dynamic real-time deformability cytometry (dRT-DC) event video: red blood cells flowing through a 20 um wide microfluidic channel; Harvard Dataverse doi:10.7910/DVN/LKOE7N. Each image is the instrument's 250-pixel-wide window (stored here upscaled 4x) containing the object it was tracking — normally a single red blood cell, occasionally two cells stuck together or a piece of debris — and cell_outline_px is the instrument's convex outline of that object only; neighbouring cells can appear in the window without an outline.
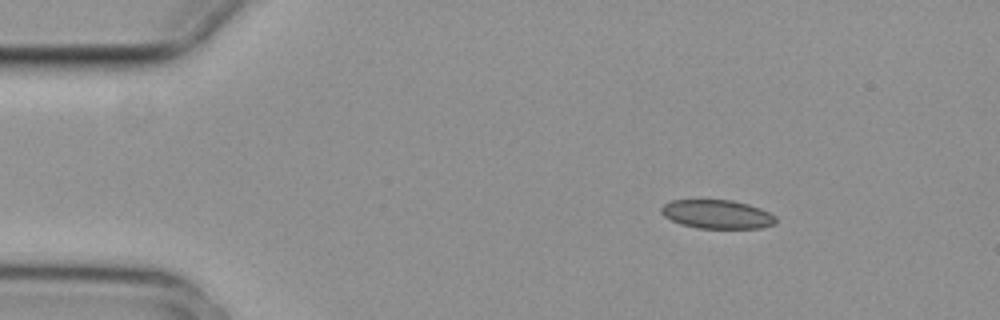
{"species": "common noctule bat (a hibernating species)", "species_latin": "Nyctalus noctula", "temperature_condition": "cold", "stored_images_in_passage": 3, "camera_frame_rate_fps": 3000, "um_per_image_px": 0.085, "animal": {"sex": "female", "body_mass_g": 29.2, "forearm_length_mm": 56.3}, "frame": {"image": 1, "passage_image": 1, "time_ms": 0.0, "image_size_px": [1000, 320], "cell_outline_px": [[776, 224], [760, 228], [696, 228], [680, 224], [664, 216], [660, 212], [660, 208], [664, 204], [672, 200], [732, 200], [748, 204], [760, 208], [776, 216]], "centroid_in_image_um": [60.95, 18.21], "position_along_channel_um": 24.0, "area_um2": 19.25}}
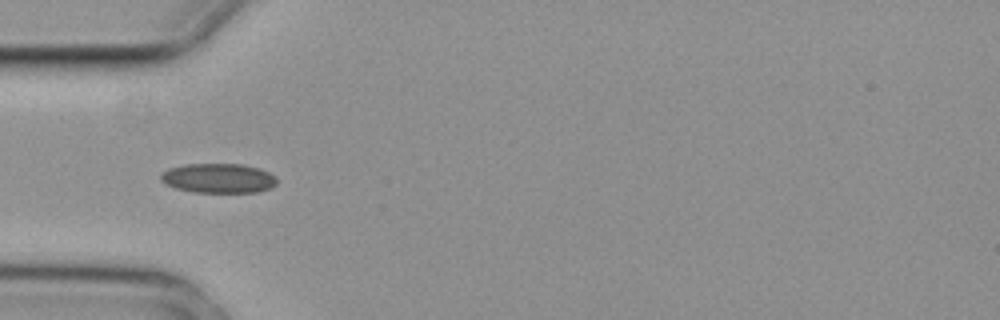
{"frame": {"image": 2, "passage_image": 3, "time_ms": 0.667, "image_size_px": [1000, 320], "cell_outline_px": [[276, 184], [272, 188], [256, 192], [192, 192], [176, 188], [164, 184], [160, 180], [160, 176], [168, 168], [184, 164], [240, 164], [260, 168], [276, 176]], "centroid_in_image_um": [18.56, 15.15], "position_along_channel_um": 66.4, "area_um2": 20.11}}